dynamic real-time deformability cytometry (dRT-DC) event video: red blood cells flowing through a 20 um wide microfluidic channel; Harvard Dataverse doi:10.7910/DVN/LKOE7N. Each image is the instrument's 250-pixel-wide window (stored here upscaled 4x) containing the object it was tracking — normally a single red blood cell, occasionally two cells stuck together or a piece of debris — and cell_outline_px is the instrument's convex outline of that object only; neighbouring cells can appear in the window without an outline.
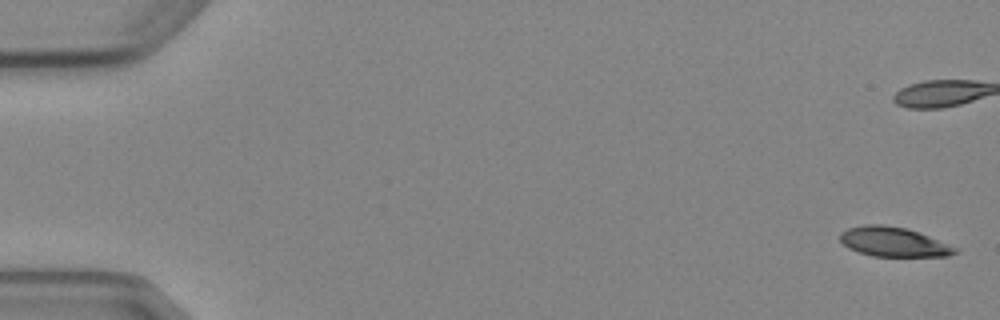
{"species": "Egyptian fruit bat (a non-hibernating species)", "species_latin": "Rousettus aegyptiacus", "temperature_condition": "cold", "stored_images_in_passage": 8, "camera_frame_rate_fps": 3000, "um_per_image_px": 0.085, "animal": {"sex": "female"}, "frame": {"image": 1, "passage_image": 1, "time_ms": 0.0, "image_size_px": [1000, 320], "cell_outline_px": [[960, 252], [948, 256], [872, 256], [848, 248], [840, 240], [840, 232], [848, 228], [864, 224], [884, 224], [904, 228], [928, 236], [960, 248]], "centroid_in_image_um": [75.97, 20.56], "position_along_channel_um": 9.0, "area_um2": 19.77}}